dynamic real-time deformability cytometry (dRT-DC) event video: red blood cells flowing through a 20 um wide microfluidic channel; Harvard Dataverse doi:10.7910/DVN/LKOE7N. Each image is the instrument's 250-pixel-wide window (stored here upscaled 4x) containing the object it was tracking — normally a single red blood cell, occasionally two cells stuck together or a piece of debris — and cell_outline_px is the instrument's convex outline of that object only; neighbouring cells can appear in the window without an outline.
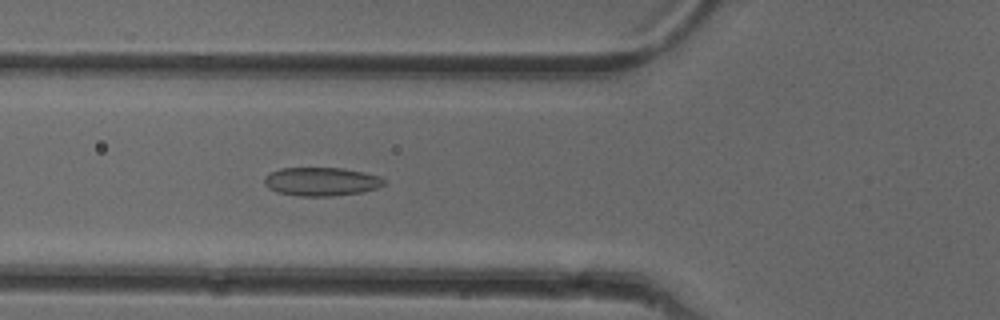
{"species": "common noctule bat (a hibernating species)", "species_latin": "Nyctalus noctula", "temperature_condition": "cold", "stored_images_in_passage": 41, "camera_frame_rate_fps": 3000, "um_per_image_px": 0.085, "animal": {"sex": "female"}, "frame": {"image": 1, "passage_image": 8, "time_ms": 2.333, "image_size_px": [1000, 320], "cell_outline_px": [[388, 180], [380, 188], [364, 192], [332, 196], [300, 196], [276, 192], [268, 188], [264, 184], [264, 176], [280, 168], [344, 168], [364, 172], [380, 176]], "centroid_in_image_um": [27.36, 15.44], "position_along_channel_um": 98.4, "area_um2": 20.23}}
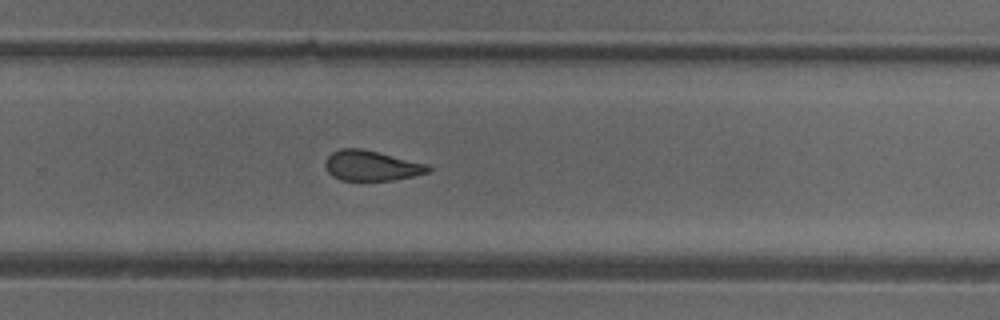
{"frame": {"image": 2, "passage_image": 23, "time_ms": 7.333, "image_size_px": [1000, 320], "cell_outline_px": [[432, 168], [428, 172], [396, 180], [340, 180], [332, 176], [328, 172], [324, 164], [324, 160], [332, 152], [340, 148], [360, 148], [428, 164]], "centroid_in_image_um": [31.54, 14.08], "position_along_channel_um": 298.3, "area_um2": 18.09}}
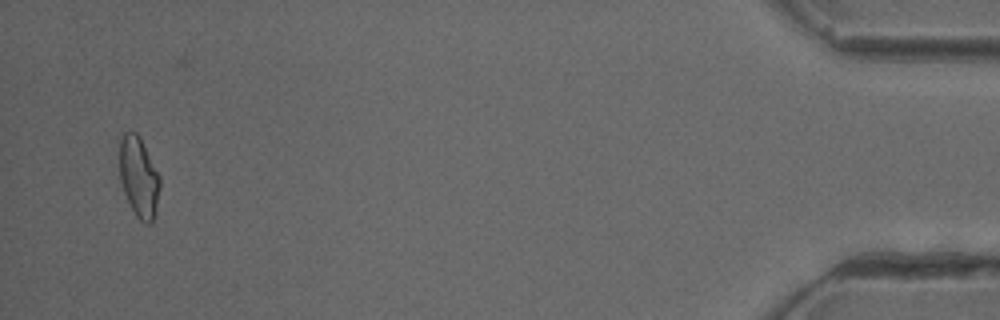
{"frame": {"image": 3, "passage_image": 39, "time_ms": 12.667, "image_size_px": [1000, 320], "cell_outline_px": [[160, 188], [156, 212], [152, 220], [148, 224], [144, 224], [136, 216], [124, 192], [120, 180], [120, 140], [124, 132], [136, 132], [140, 136], [160, 176]], "centroid_in_image_um": [11.81, 15.04], "position_along_channel_um": 423.4, "area_um2": 18.9}, "authors_computed_cell_mechanics": {"area_um2": 18.9006, "velocity_mm_per_s": 3.9966, "shape_relaxation_time_tau1_ms": 7.5585, "shape_relaxation_time_tau2_ms": 2.6367, "deformation_change_tau1": 0.1365, "deformation_change_tau2": 0.0839}}